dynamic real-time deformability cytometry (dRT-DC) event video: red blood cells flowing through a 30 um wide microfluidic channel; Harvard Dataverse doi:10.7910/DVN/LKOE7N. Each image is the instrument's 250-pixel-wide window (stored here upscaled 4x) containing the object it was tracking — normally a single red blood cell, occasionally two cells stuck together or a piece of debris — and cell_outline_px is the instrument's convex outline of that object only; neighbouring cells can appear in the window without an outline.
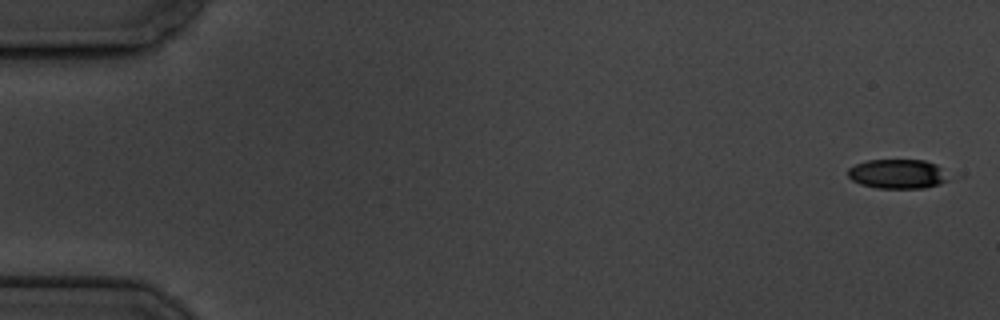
{"species": "common noctule bat (a hibernating species)", "species_latin": "Nyctalus noctula", "temperature_condition": "cold", "stored_images_in_passage": 6, "camera_frame_rate_fps": 3000, "um_per_image_px": 0.085, "animal": {"sex": "male", "body_mass_g": 19.5, "forearm_length_mm": 54.6}, "frame": {"image": 1, "passage_image": 1, "time_ms": 0.0, "image_size_px": [1000, 320], "cell_outline_px": [[948, 180], [940, 184], [924, 188], [876, 188], [860, 184], [852, 180], [848, 176], [848, 168], [856, 164], [868, 160], [924, 160], [936, 164]], "centroid_in_image_um": [76.24, 14.79], "position_along_channel_um": 8.8, "area_um2": 17.05}}
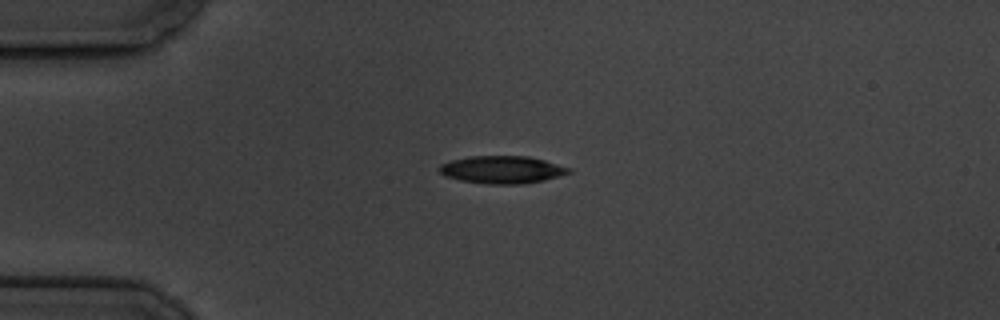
{"frame": {"image": 2, "passage_image": 4, "time_ms": 4.333, "image_size_px": [1000, 320], "cell_outline_px": [[572, 172], [560, 176], [544, 180], [520, 184], [488, 184], [460, 180], [444, 176], [440, 172], [440, 164], [452, 160], [468, 156], [528, 156], [544, 160], [572, 168]], "centroid_in_image_um": [42.7, 14.42], "position_along_channel_um": 42.3, "area_um2": 20.81}}